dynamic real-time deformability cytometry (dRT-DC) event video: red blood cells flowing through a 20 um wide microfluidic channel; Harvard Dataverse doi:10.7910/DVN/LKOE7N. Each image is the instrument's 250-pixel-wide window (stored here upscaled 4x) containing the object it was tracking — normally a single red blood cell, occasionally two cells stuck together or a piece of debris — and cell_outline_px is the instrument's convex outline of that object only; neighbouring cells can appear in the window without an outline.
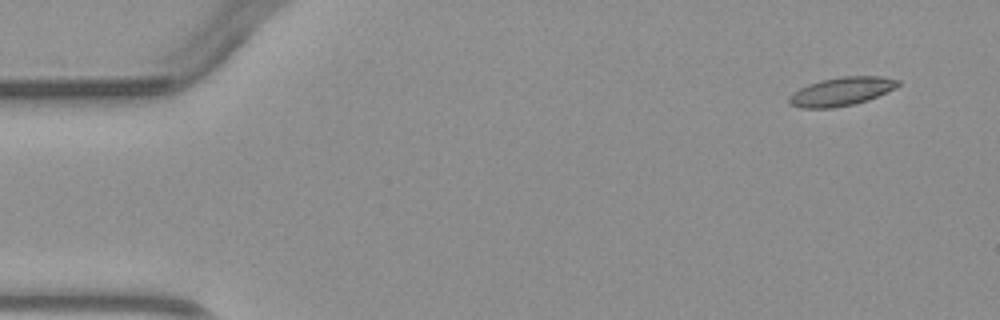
{"species": "common noctule bat (a hibernating species)", "species_latin": "Nyctalus noctula", "temperature_condition": "warm", "stored_images_in_passage": 3, "camera_frame_rate_fps": 3000, "um_per_image_px": 0.085, "animal": {"sex": "male", "body_mass_g": 23.1, "forearm_length_mm": 52.7}, "frame": {"image": 1, "passage_image": 1, "time_ms": 0.0, "image_size_px": [1000, 320], "cell_outline_px": [[900, 84], [896, 88], [868, 100], [856, 104], [832, 108], [800, 108], [788, 104], [788, 96], [792, 92], [808, 84], [820, 80], [840, 76], [880, 76], [900, 80]], "centroid_in_image_um": [71.5, 7.78], "position_along_channel_um": 13.5, "area_um2": 18.38}}
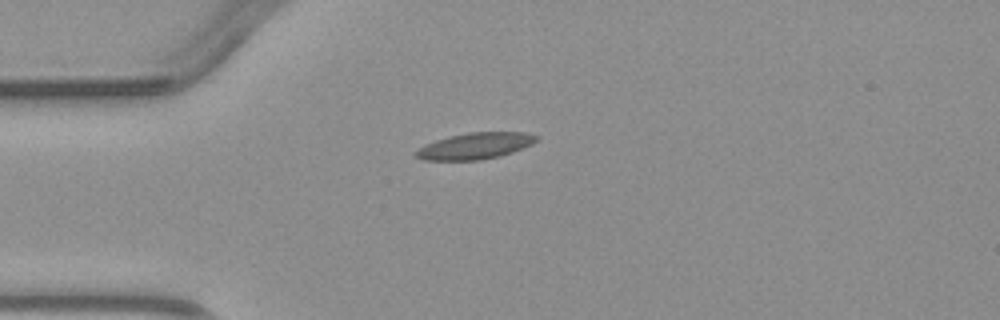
{"frame": {"image": 2, "passage_image": 3, "time_ms": 3.0, "image_size_px": [1000, 320], "cell_outline_px": [[540, 136], [532, 144], [512, 152], [500, 156], [480, 160], [424, 160], [416, 156], [412, 152], [424, 144], [448, 136], [468, 132], [528, 132]], "centroid_in_image_um": [40.37, 12.4], "position_along_channel_um": 44.6, "area_um2": 18.67}}